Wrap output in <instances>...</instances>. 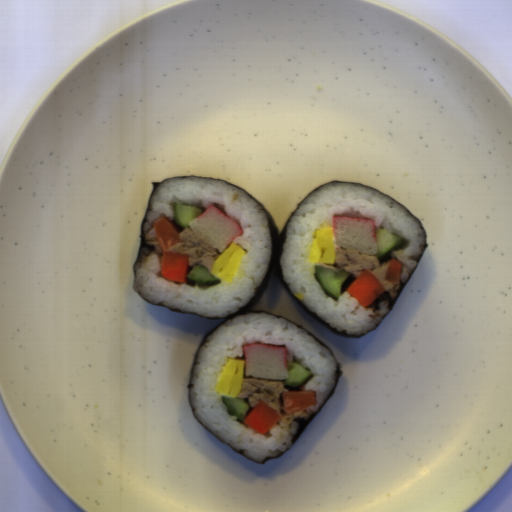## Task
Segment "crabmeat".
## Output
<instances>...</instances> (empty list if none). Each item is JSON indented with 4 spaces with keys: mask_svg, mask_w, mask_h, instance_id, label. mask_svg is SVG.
<instances>
[{
    "mask_svg": "<svg viewBox=\"0 0 512 512\" xmlns=\"http://www.w3.org/2000/svg\"><path fill=\"white\" fill-rule=\"evenodd\" d=\"M189 229L204 239L219 255L233 244L234 239L243 234L238 223L213 205L190 221Z\"/></svg>",
    "mask_w": 512,
    "mask_h": 512,
    "instance_id": "obj_3",
    "label": "crabmeat"
},
{
    "mask_svg": "<svg viewBox=\"0 0 512 512\" xmlns=\"http://www.w3.org/2000/svg\"><path fill=\"white\" fill-rule=\"evenodd\" d=\"M244 379H289L286 347L262 343L244 345Z\"/></svg>",
    "mask_w": 512,
    "mask_h": 512,
    "instance_id": "obj_1",
    "label": "crabmeat"
},
{
    "mask_svg": "<svg viewBox=\"0 0 512 512\" xmlns=\"http://www.w3.org/2000/svg\"><path fill=\"white\" fill-rule=\"evenodd\" d=\"M335 249L353 250L357 255H377L375 220L352 216H332Z\"/></svg>",
    "mask_w": 512,
    "mask_h": 512,
    "instance_id": "obj_2",
    "label": "crabmeat"
}]
</instances>
